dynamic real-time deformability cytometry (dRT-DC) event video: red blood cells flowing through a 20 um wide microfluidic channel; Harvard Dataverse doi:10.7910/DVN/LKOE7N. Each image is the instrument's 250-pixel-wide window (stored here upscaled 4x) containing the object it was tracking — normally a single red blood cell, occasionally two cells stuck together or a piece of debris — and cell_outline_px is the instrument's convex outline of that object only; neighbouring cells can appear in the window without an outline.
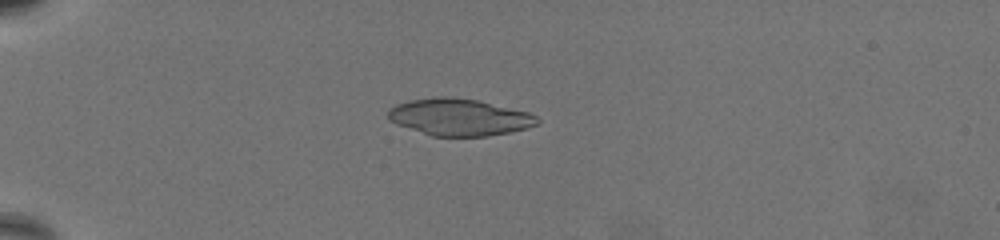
{"species": "common noctule bat (a hibernating species)", "species_latin": "Nyctalus noctula", "temperature_condition": "warm", "stored_images_in_passage": 60, "camera_frame_rate_fps": 3000, "um_per_image_px": 0.085, "animal": {"sex": "female", "body_mass_g": 19.5, "forearm_length_mm": 54.1}, "frame": {"image": 1, "passage_image": 13, "time_ms": 4.0, "image_size_px": [1000, 240], "cell_outline_px": [[540, 120], [536, 124], [524, 128], [508, 132], [488, 136], [432, 136], [396, 124], [388, 116], [388, 108], [396, 104], [412, 100], [440, 96], [444, 96], [476, 100], [528, 112], [536, 116]], "centroid_in_image_um": [39.01, 9.96], "position_along_channel_um": 46.0, "area_um2": 31.62}}
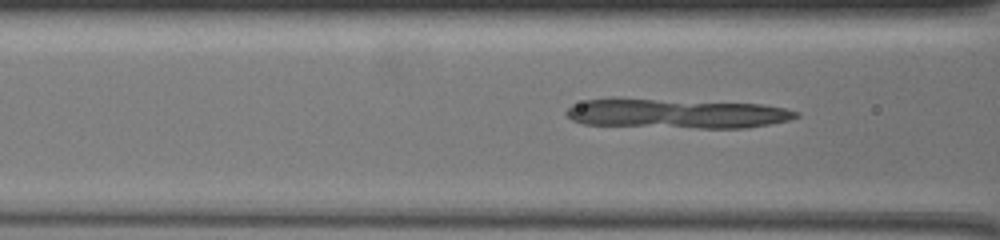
{"frame": {"image": 2, "passage_image": 23, "time_ms": 7.333, "image_size_px": [1000, 240], "cell_outline_px": [[800, 116], [788, 120], [768, 124], [744, 128], [696, 128], [584, 124], [572, 120], [564, 112], [572, 104], [584, 100], [608, 96], [620, 96], [760, 104], [784, 108], [800, 112]], "centroid_in_image_um": [57.4, 9.61], "position_along_channel_um": 109.2, "area_um2": 40.69}}
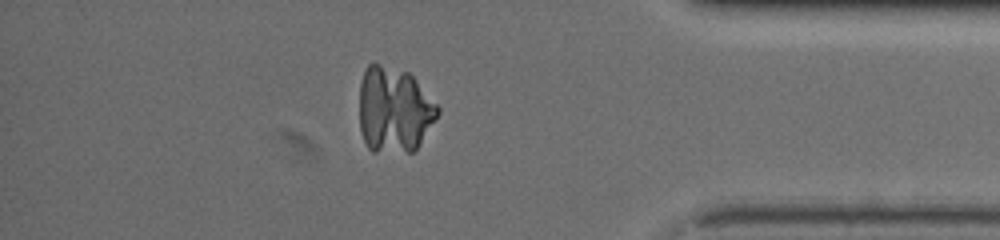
{"frame": {"image": 3, "passage_image": 52, "time_ms": 17.0, "image_size_px": [1000, 240], "cell_outline_px": [[440, 112], [416, 148], [412, 152], [372, 152], [368, 148], [360, 132], [360, 84], [364, 72], [368, 64], [380, 64], [408, 72], [416, 80], [440, 108]], "centroid_in_image_um": [33.49, 9.35], "position_along_channel_um": 401.7, "area_um2": 39.02}}